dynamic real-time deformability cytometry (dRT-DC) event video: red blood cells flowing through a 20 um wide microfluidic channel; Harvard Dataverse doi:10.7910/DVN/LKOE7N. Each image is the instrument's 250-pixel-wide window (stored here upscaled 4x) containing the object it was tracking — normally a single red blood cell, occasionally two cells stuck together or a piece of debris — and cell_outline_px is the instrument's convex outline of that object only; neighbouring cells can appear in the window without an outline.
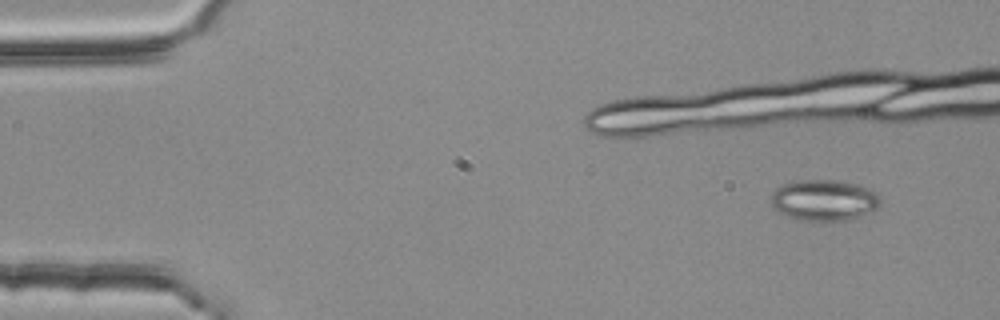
{"species": "common noctule bat (a hibernating species)", "species_latin": "Nyctalus noctula", "temperature_condition": "room temperature", "stored_images_in_passage": 5, "camera_frame_rate_fps": 3000, "um_per_image_px": 0.085, "animal": {"sex": "female", "body_mass_g": 25.1}, "frame": {"image": 1, "passage_image": 1, "time_ms": 0.0, "image_size_px": [1000, 320], "cell_outline_px": [[880, 204], [876, 208], [868, 212], [848, 220], [800, 220], [788, 216], [772, 208], [772, 192], [776, 188], [784, 184], [804, 180], [832, 180], [872, 188], [880, 196]], "centroid_in_image_um": [70.05, 17.01], "position_along_channel_um": 15.0, "area_um2": 25.78}}